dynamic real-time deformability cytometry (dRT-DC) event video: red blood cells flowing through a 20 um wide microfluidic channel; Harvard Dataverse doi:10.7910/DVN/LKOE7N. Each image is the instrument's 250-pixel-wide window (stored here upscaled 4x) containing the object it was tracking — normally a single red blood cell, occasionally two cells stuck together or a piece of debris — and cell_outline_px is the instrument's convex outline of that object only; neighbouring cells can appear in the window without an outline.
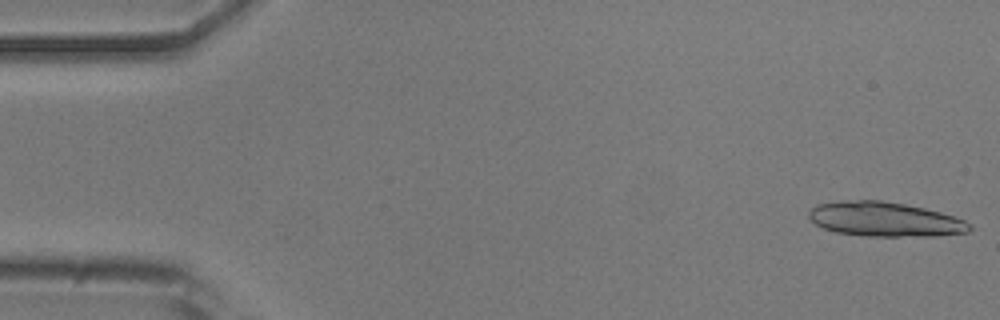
{"species": "common noctule bat (a hibernating species)", "species_latin": "Nyctalus noctula", "temperature_condition": "room temperature", "stored_images_in_passage": 51, "camera_frame_rate_fps": 3000, "um_per_image_px": 0.085, "animal": {"sex": "male", "body_mass_g": 20.5, "forearm_length_mm": 52.5}, "frame": {"image": 1, "passage_image": 1, "time_ms": 0.0, "image_size_px": [1000, 320], "cell_outline_px": [[972, 228], [968, 232], [936, 236], [864, 236], [836, 232], [824, 228], [816, 224], [808, 216], [808, 212], [816, 204], [840, 200], [880, 200], [904, 204], [924, 208], [940, 212], [964, 220], [972, 224]], "centroid_in_image_um": [75.2, 18.64], "position_along_channel_um": 9.8, "area_um2": 32.37}}
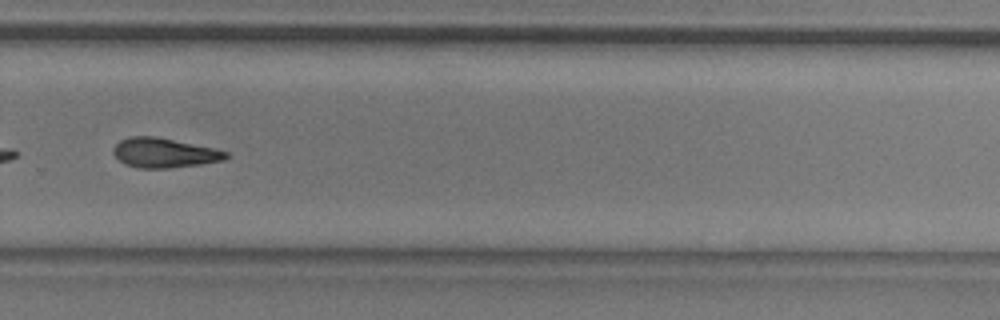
{"frame": {"image": 2, "passage_image": 35, "time_ms": 11.333, "image_size_px": [1000, 320], "cell_outline_px": [[228, 156], [224, 160], [200, 164], [168, 168], [140, 168], [124, 164], [112, 152], [112, 148], [120, 140], [128, 136], [156, 136], [216, 148], [228, 152]], "centroid_in_image_um": [13.95, 12.98], "position_along_channel_um": 315.9, "area_um2": 19.54}}
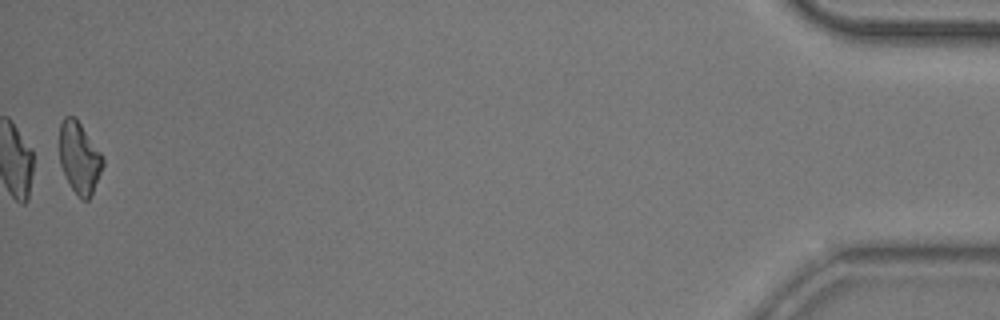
{"frame": {"image": 3, "passage_image": 51, "time_ms": 16.667, "image_size_px": [1000, 320], "cell_outline_px": [[104, 164], [92, 192], [88, 200], [80, 200], [72, 188], [60, 164], [60, 124], [64, 116], [76, 116], [104, 156]], "centroid_in_image_um": [6.76, 13.37], "position_along_channel_um": 428.4, "area_um2": 18.09}, "authors_computed_cell_mechanics": {"area_um2": 19.7098, "velocity_mm_per_s": 3.869, "shape_relaxation_time_tau1_ms": 9.2988, "shape_relaxation_time_tau2_ms": null, "deformation_change_tau1": 0.2215, "deformation_change_tau2": null}}